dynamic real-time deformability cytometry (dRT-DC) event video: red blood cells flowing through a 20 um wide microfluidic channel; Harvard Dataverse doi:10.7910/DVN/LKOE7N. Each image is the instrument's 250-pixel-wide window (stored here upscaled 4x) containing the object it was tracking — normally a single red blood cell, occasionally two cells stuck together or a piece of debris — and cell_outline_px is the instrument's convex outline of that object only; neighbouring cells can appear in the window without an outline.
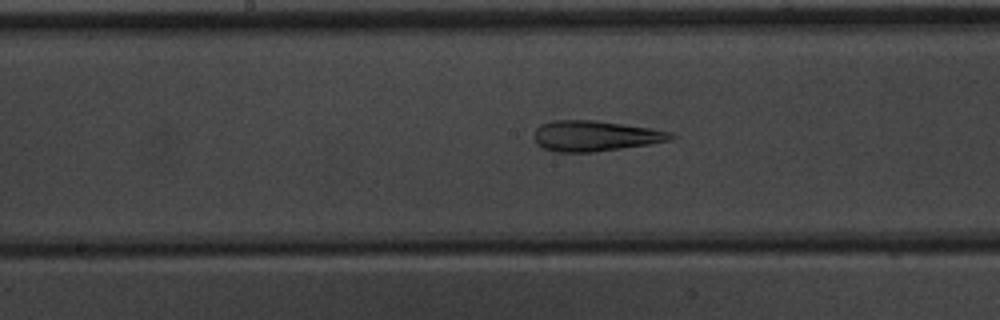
{"species": "common noctule bat (a hibernating species)", "species_latin": "Nyctalus noctula", "temperature_condition": "warm", "stored_images_in_passage": 45, "camera_frame_rate_fps": 3000, "um_per_image_px": 0.085, "animal": {"sex": "male", "body_mass_g": 20.1, "forearm_length_mm": 53.5}, "frame": {"image": 1, "passage_image": 21, "time_ms": 6.667, "image_size_px": [1000, 320], "cell_outline_px": [[676, 136], [668, 140], [648, 144], [596, 152], [552, 152], [536, 144], [532, 136], [536, 128], [540, 124], [552, 120], [596, 120], [624, 124], [672, 132]], "centroid_in_image_um": [50.5, 11.55], "position_along_channel_um": 197.7, "area_um2": 24.45}}
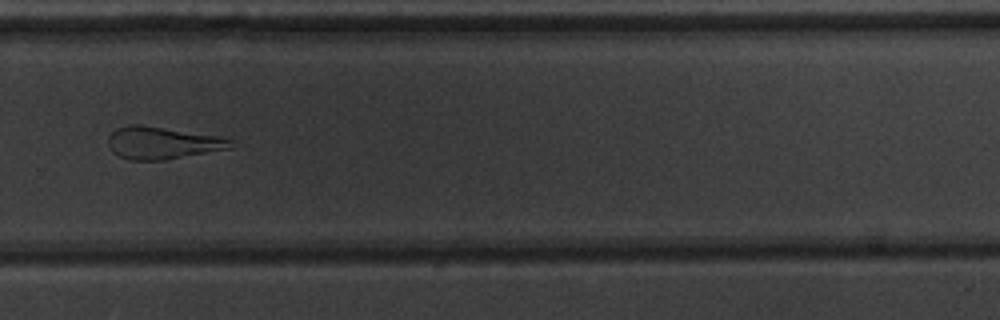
{"frame": {"image": 2, "passage_image": 30, "time_ms": 9.667, "image_size_px": [1000, 320], "cell_outline_px": [[232, 148], [164, 160], [128, 160], [112, 152], [108, 144], [108, 136], [116, 128], [128, 124], [140, 124], [220, 136], [232, 140]], "centroid_in_image_um": [13.77, 12.14], "position_along_channel_um": 316.0, "area_um2": 23.18}}
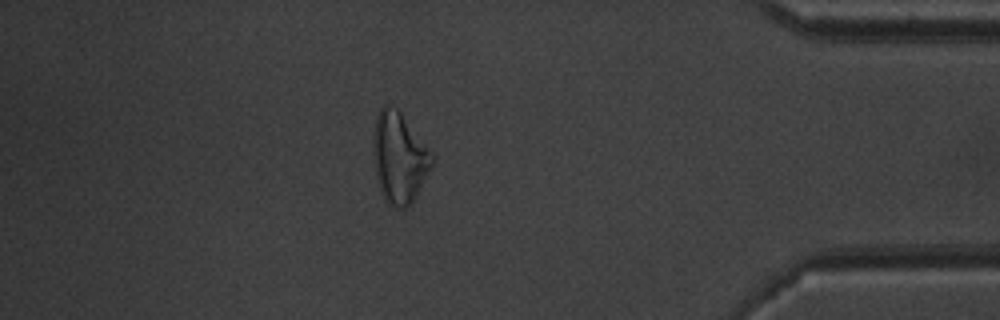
{"frame": {"image": 3, "passage_image": 39, "time_ms": 12.667, "image_size_px": [1000, 320], "cell_outline_px": [[436, 156], [432, 168], [416, 196], [404, 208], [392, 208], [384, 200], [380, 192], [376, 176], [372, 152], [372, 136], [376, 116], [380, 108], [384, 104], [388, 104], [396, 108], [400, 112]], "centroid_in_image_um": [33.92, 13.4], "position_along_channel_um": 401.3, "area_um2": 31.67}, "authors_computed_cell_mechanics": {"area_um2": 27.9752, "velocity_mm_per_s": 3.9658, "shape_relaxation_time_tau1_ms": null, "shape_relaxation_time_tau2_ms": 2.7911, "deformation_change_tau1": null, "deformation_change_tau2": 0.1382}}